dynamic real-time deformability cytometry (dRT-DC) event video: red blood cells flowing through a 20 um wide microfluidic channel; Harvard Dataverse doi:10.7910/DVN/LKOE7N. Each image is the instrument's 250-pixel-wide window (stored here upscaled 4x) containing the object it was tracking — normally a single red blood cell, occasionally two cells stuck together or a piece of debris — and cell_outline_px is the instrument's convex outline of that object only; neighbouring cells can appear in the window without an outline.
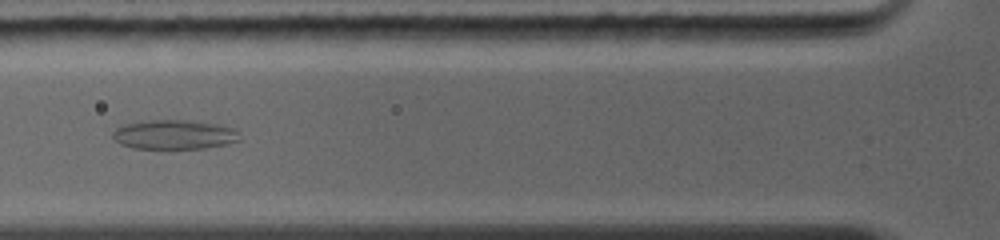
{"species": "common noctule bat (a hibernating species)", "species_latin": "Nyctalus noctula", "temperature_condition": "warm", "stored_images_in_passage": 8, "camera_frame_rate_fps": 5000, "um_per_image_px": 0.085, "animal": {"sex": "female", "body_mass_g": 19.0, "forearm_length_mm": 56.7}, "frame": {"image": 1, "passage_image": 5, "time_ms": 3.6, "image_size_px": [1000, 240], "cell_outline_px": [[240, 140], [224, 144], [204, 148], [132, 148], [120, 144], [112, 136], [112, 132], [116, 128], [124, 124], [152, 120], [196, 120], [216, 124], [232, 128], [236, 132]], "centroid_in_image_um": [14.77, 11.43], "position_along_channel_um": 111.0, "area_um2": 21.5}}
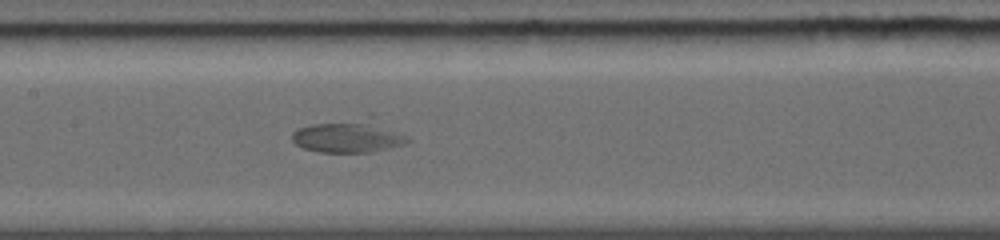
{"frame": {"image": 2, "passage_image": 7, "time_ms": 5.2, "image_size_px": [1000, 240], "cell_outline_px": [[412, 140], [404, 144], [372, 152], [316, 152], [304, 148], [296, 144], [292, 140], [292, 132], [300, 128], [312, 124], [368, 112], [372, 112]], "centroid_in_image_um": [29.74, 11.48], "position_along_channel_um": 177.7, "area_um2": 23.64}}
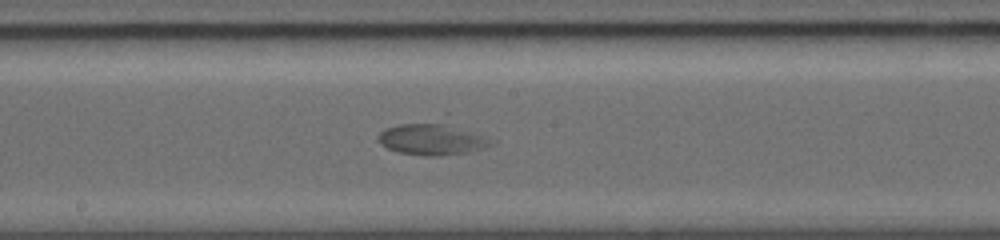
{"frame": {"image": 3, "passage_image": 8, "time_ms": 6.0, "image_size_px": [1000, 240], "cell_outline_px": [[488, 144], [484, 148], [468, 152], [440, 156], [424, 156], [396, 152], [380, 144], [380, 132], [384, 128], [396, 124], [440, 120], [476, 136], [484, 140]], "centroid_in_image_um": [36.51, 11.82], "position_along_channel_um": 211.7, "area_um2": 20.17}}